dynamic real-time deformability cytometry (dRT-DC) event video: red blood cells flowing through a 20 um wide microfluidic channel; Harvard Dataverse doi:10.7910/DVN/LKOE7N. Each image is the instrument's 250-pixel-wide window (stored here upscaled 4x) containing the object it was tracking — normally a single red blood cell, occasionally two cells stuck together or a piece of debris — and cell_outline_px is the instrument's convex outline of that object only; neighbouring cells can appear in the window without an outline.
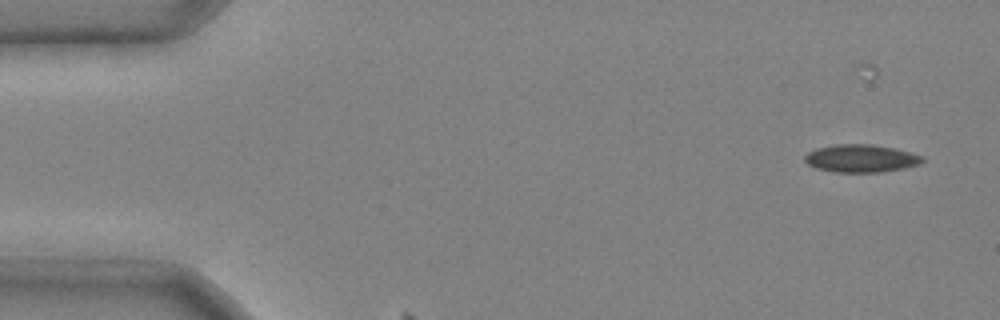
{"species": "common noctule bat (a hibernating species)", "species_latin": "Nyctalus noctula", "temperature_condition": "cold", "stored_images_in_passage": 6, "camera_frame_rate_fps": 3000, "um_per_image_px": 0.085, "animal": {"sex": "male", "body_mass_g": 20.4}, "frame": {"image": 1, "passage_image": 2, "time_ms": 0.333, "image_size_px": [1000, 320], "cell_outline_px": [[924, 160], [920, 164], [904, 168], [880, 172], [832, 172], [816, 168], [808, 164], [804, 160], [804, 156], [808, 152], [816, 148], [836, 144], [868, 144], [892, 148], [924, 156]], "centroid_in_image_um": [73.16, 13.47], "position_along_channel_um": 11.8, "area_um2": 18.96}}
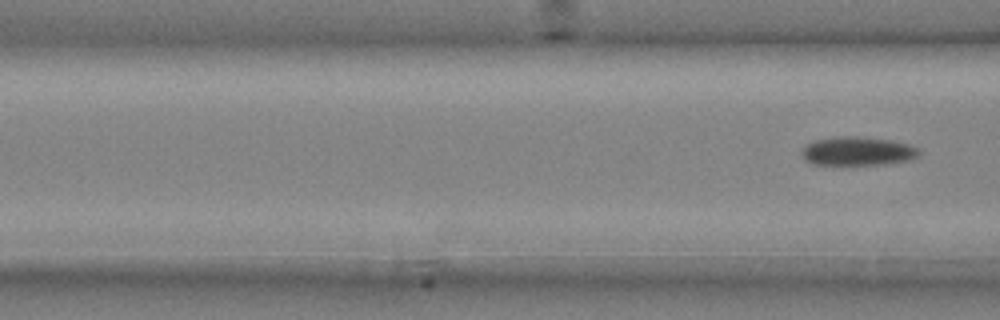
{"frame": {"image": 2, "passage_image": 6, "time_ms": 1.667, "image_size_px": [1000, 320], "cell_outline_px": [[920, 156], [908, 160], [884, 164], [812, 164], [804, 160], [800, 152], [808, 144], [816, 140], [840, 136], [856, 136], [892, 140], [908, 144], [920, 148]], "centroid_in_image_um": [72.93, 12.84], "position_along_channel_um": 93.7, "area_um2": 19.59}}